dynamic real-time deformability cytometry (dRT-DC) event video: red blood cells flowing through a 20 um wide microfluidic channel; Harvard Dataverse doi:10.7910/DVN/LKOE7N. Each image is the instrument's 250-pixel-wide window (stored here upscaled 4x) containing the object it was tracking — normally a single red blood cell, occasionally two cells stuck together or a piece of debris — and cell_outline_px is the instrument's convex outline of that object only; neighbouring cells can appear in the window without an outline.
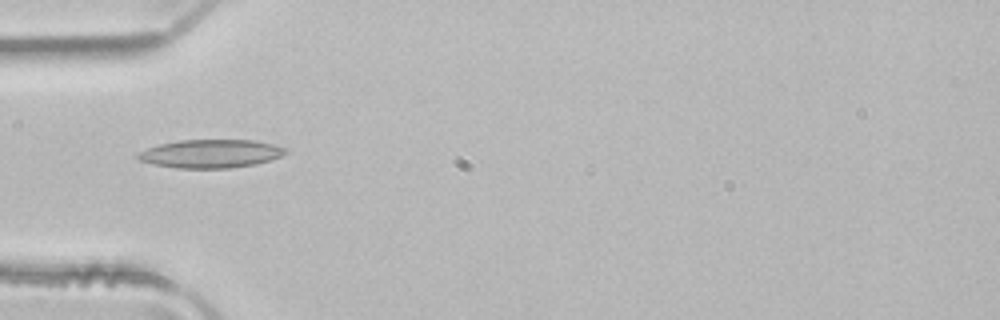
{"species": "common noctule bat (a hibernating species)", "species_latin": "Nyctalus noctula", "temperature_condition": "room temperature", "stored_images_in_passage": 4, "camera_frame_rate_fps": 3000, "um_per_image_px": 0.085, "animal": {"sex": "male", "body_mass_g": 21.5, "forearm_length_mm": 52.0}, "frame": {"image": 1, "passage_image": 4, "time_ms": 1.0, "image_size_px": [1000, 320], "cell_outline_px": [[288, 152], [280, 156], [256, 164], [228, 168], [176, 168], [152, 164], [140, 160], [136, 156], [140, 152], [148, 148], [160, 144], [180, 140], [252, 140], [272, 144], [288, 148]], "centroid_in_image_um": [17.92, 13.06], "position_along_channel_um": 67.1, "area_um2": 24.22}}